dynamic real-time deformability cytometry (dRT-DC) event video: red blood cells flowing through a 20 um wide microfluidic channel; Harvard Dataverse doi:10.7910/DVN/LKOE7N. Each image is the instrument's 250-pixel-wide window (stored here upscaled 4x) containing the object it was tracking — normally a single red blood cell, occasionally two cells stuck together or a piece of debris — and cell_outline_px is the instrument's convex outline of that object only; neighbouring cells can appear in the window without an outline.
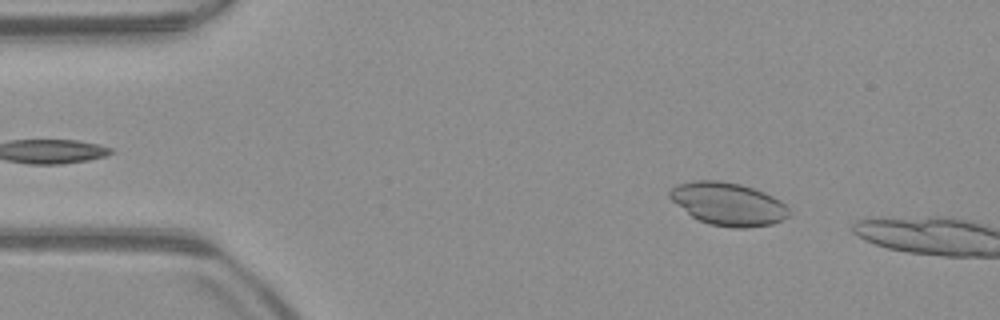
{"species": "common noctule bat (a hibernating species)", "species_latin": "Nyctalus noctula", "temperature_condition": "warm", "stored_images_in_passage": 6, "camera_frame_rate_fps": 3000, "um_per_image_px": 0.085, "animal": {"sex": "male", "body_mass_g": 23.1, "forearm_length_mm": 52.7}, "frame": {"image": 1, "passage_image": 6, "time_ms": 1.667, "image_size_px": [1000, 320], "cell_outline_px": [[788, 216], [772, 224], [744, 228], [732, 228], [708, 224], [692, 216], [672, 200], [668, 196], [668, 192], [672, 188], [680, 184], [692, 180], [720, 180], [740, 184], [764, 192], [780, 200], [788, 208]], "centroid_in_image_um": [61.88, 17.33], "position_along_channel_um": 23.1, "area_um2": 29.54}}